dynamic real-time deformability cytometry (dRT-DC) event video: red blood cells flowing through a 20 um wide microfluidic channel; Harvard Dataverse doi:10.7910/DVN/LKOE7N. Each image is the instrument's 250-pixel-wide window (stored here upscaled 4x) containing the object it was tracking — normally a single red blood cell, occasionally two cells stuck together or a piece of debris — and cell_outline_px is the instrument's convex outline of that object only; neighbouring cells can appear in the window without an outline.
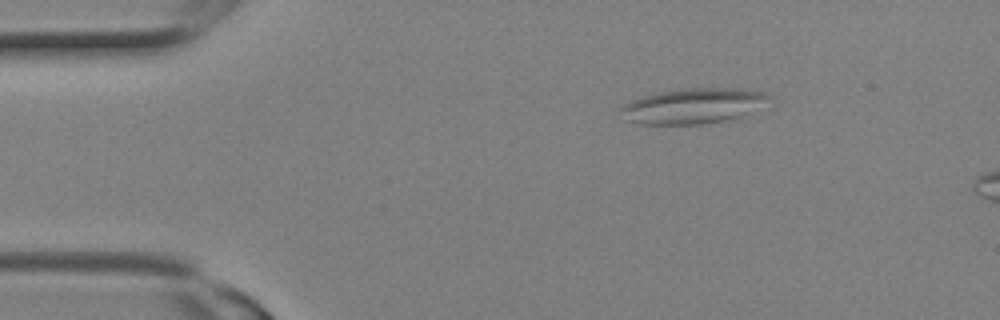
{"species": "Egyptian fruit bat (a non-hibernating species)", "species_latin": "Rousettus aegyptiacus", "temperature_condition": "room temperature", "stored_images_in_passage": 4, "camera_frame_rate_fps": 3000, "um_per_image_px": 0.085, "animal": {"sex": "female"}, "frame": {"image": 1, "passage_image": 1, "time_ms": 0.0, "image_size_px": [1000, 320], "cell_outline_px": [[772, 96], [744, 116], [736, 120], [704, 124], [640, 124], [624, 120], [616, 108], [632, 100], [644, 96], [660, 92], [680, 88], [756, 88]], "centroid_in_image_um": [58.9, 9.01], "position_along_channel_um": 26.1, "area_um2": 31.15}}